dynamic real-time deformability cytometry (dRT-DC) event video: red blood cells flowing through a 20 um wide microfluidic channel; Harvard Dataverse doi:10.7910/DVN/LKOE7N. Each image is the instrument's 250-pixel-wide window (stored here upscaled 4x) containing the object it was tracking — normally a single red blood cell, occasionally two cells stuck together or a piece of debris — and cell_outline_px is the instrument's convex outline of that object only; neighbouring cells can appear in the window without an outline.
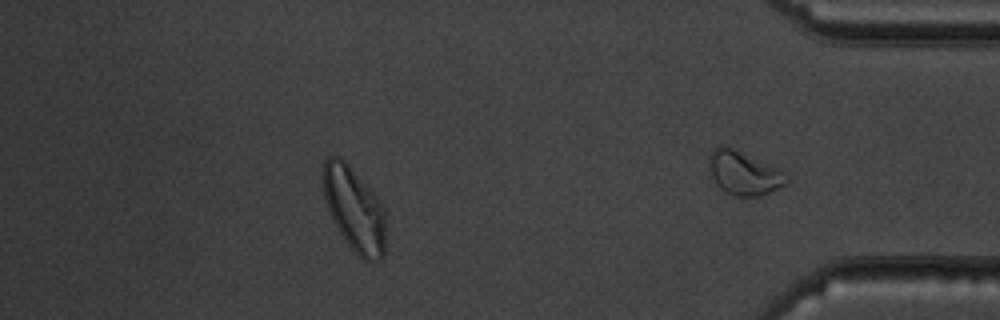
{"species": "common noctule bat (a hibernating species)", "species_latin": "Nyctalus noctula", "temperature_condition": "warm", "stored_images_in_passage": 33, "segment_of_instrument_passage": [2, 2], "camera_frame_rate_fps": 3000, "um_per_image_px": 0.085, "animal": {"sex": "male", "body_mass_g": 19.5, "forearm_length_mm": 54.6}, "frame": {"image": 1, "passage_image": 27, "time_ms": 8.667, "image_size_px": [1000, 320], "cell_outline_px": [[384, 256], [380, 260], [372, 264], [364, 260], [344, 240], [332, 220], [324, 196], [320, 176], [320, 172], [324, 160], [328, 156], [340, 156], [348, 164], [380, 200], [384, 208]], "centroid_in_image_um": [30.07, 17.76], "position_along_channel_um": 405.1, "area_um2": 31.1}}